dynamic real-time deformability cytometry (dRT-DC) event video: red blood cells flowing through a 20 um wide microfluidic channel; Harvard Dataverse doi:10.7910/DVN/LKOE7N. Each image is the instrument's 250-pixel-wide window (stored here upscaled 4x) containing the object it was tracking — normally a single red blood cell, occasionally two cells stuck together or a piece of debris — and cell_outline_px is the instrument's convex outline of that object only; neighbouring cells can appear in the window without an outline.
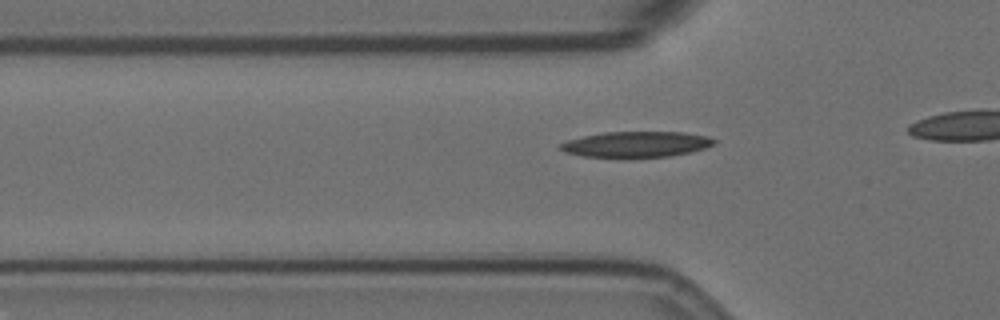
{"species": "Egyptian fruit bat (a non-hibernating species)", "species_latin": "Rousettus aegyptiacus", "temperature_condition": "room temperature", "stored_images_in_passage": 8, "camera_frame_rate_fps": 3000, "um_per_image_px": 0.085, "animal": {"sex": "female"}, "frame": {"image": 1, "passage_image": 6, "time_ms": 1.667, "image_size_px": [1000, 320], "cell_outline_px": [[716, 140], [712, 144], [704, 148], [692, 152], [668, 156], [584, 156], [564, 152], [560, 148], [560, 144], [568, 140], [584, 136], [604, 132], [680, 132], [708, 136]], "centroid_in_image_um": [54.09, 12.25], "position_along_channel_um": 71.7, "area_um2": 22.43}}